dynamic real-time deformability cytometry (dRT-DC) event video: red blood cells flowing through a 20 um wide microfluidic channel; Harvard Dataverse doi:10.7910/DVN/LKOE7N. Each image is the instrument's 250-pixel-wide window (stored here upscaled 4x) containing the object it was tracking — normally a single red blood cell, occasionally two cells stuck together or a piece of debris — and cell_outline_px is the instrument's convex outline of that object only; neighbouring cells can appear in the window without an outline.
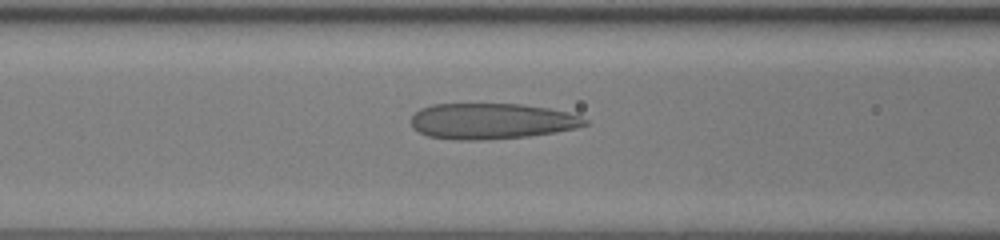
{"species": "human", "species_latin": "Homo sapiens", "temperature_condition": "room temperature", "stored_images_in_passage": 38, "camera_frame_rate_fps": 3000, "um_per_image_px": 0.085, "donor": {"sex": "female"}, "frame": {"image": 1, "passage_image": 19, "time_ms": 6.0, "image_size_px": [1000, 240], "cell_outline_px": [[588, 124], [576, 128], [556, 132], [528, 136], [480, 140], [456, 140], [428, 136], [412, 128], [408, 120], [420, 108], [432, 104], [520, 104], [548, 108], [568, 112], [580, 116], [588, 120]], "centroid_in_image_um": [41.76, 10.3], "position_along_channel_um": 124.8, "area_um2": 36.47}}
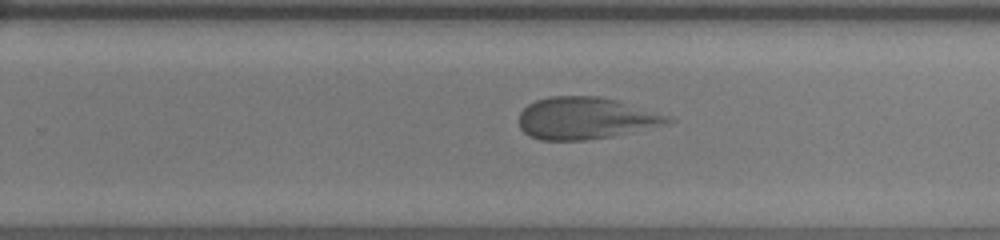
{"frame": {"image": 2, "passage_image": 30, "time_ms": 9.667, "image_size_px": [1000, 240], "cell_outline_px": [[676, 120], [668, 124], [632, 132], [612, 136], [588, 140], [540, 140], [528, 136], [520, 128], [520, 112], [528, 104], [536, 100], [548, 96], [600, 96], [620, 100], [672, 116]], "centroid_in_image_um": [49.83, 10.04], "position_along_channel_um": 280.0, "area_um2": 36.93}}
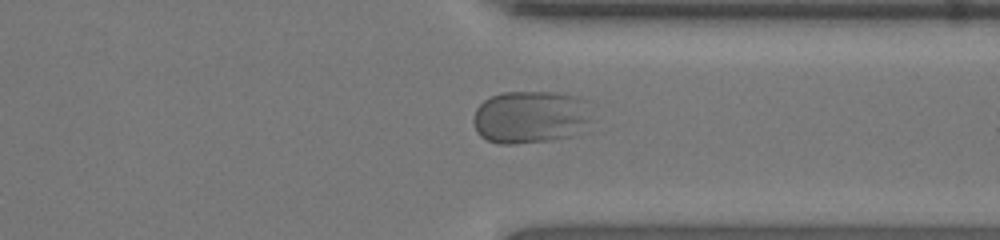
{"frame": {"image": 3, "passage_image": 36, "time_ms": 11.667, "image_size_px": [1000, 240], "cell_outline_px": [[592, 120], [576, 136], [552, 140], [516, 144], [500, 144], [488, 140], [480, 136], [476, 132], [472, 120], [472, 116], [476, 108], [484, 100], [492, 96], [504, 92], [556, 92], [576, 96], [588, 100]], "centroid_in_image_um": [45.12, 9.95], "position_along_channel_um": 366.3, "area_um2": 37.22}}